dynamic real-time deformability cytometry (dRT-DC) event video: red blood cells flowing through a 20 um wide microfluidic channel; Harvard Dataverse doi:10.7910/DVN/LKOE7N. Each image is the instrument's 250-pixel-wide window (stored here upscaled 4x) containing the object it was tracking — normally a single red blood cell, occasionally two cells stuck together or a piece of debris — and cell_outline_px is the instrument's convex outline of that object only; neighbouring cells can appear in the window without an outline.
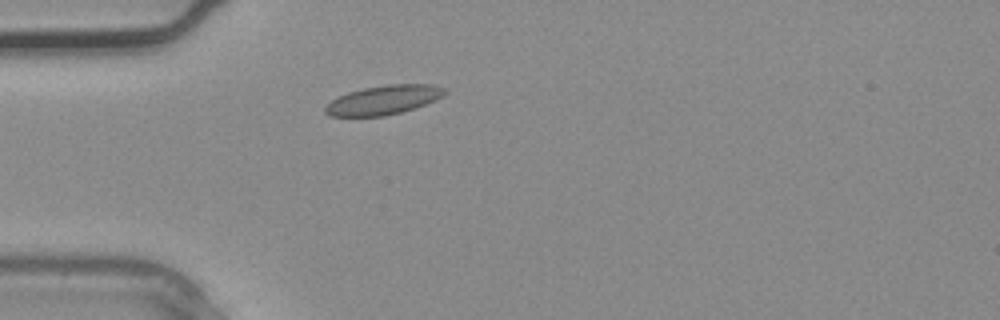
{"species": "common noctule bat (a hibernating species)", "species_latin": "Nyctalus noctula", "temperature_condition": "warm", "stored_images_in_passage": 1, "camera_frame_rate_fps": 3000, "um_per_image_px": 0.085, "animal": {"sex": "male", "body_mass_g": 20.4}, "frame": {"image": 1, "passage_image": 1, "time_ms": 0.0, "image_size_px": [1000, 320], "cell_outline_px": [[448, 92], [436, 100], [400, 112], [384, 116], [328, 116], [324, 112], [324, 108], [332, 100], [348, 92], [364, 88], [388, 84], [432, 84], [444, 88]], "centroid_in_image_um": [32.6, 8.49], "position_along_channel_um": 52.4, "area_um2": 20.11}}